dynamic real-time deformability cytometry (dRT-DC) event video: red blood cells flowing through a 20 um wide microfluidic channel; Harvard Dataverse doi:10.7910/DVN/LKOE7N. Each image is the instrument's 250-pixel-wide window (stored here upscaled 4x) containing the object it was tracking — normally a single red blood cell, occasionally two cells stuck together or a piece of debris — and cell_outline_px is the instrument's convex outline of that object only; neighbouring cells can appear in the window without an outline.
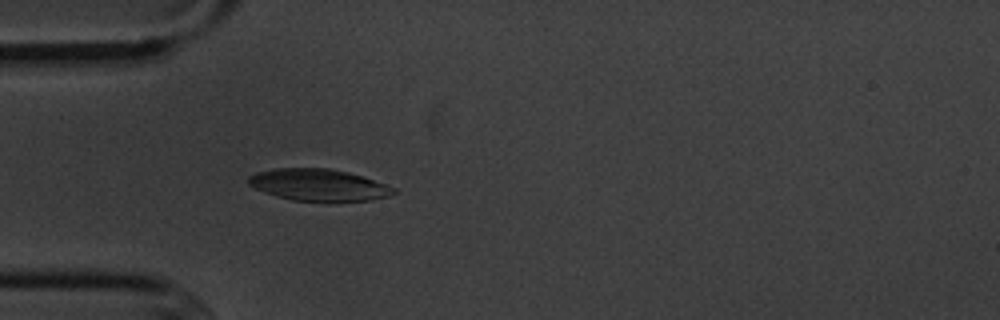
{"species": "common noctule bat (a hibernating species)", "species_latin": "Nyctalus noctula", "temperature_condition": "cold", "stored_images_in_passage": 5, "camera_frame_rate_fps": 3000, "um_per_image_px": 0.085, "animal": {"sex": "male", "body_mass_g": 20.1, "forearm_length_mm": 53.5}, "frame": {"image": 1, "passage_image": 5, "time_ms": 4.667, "image_size_px": [1000, 320], "cell_outline_px": [[396, 192], [388, 196], [368, 200], [292, 200], [276, 196], [264, 192], [248, 184], [248, 176], [256, 172], [272, 168], [328, 168], [348, 172], [364, 176], [396, 188]], "centroid_in_image_um": [27.06, 15.69], "position_along_channel_um": 57.9, "area_um2": 26.65}}